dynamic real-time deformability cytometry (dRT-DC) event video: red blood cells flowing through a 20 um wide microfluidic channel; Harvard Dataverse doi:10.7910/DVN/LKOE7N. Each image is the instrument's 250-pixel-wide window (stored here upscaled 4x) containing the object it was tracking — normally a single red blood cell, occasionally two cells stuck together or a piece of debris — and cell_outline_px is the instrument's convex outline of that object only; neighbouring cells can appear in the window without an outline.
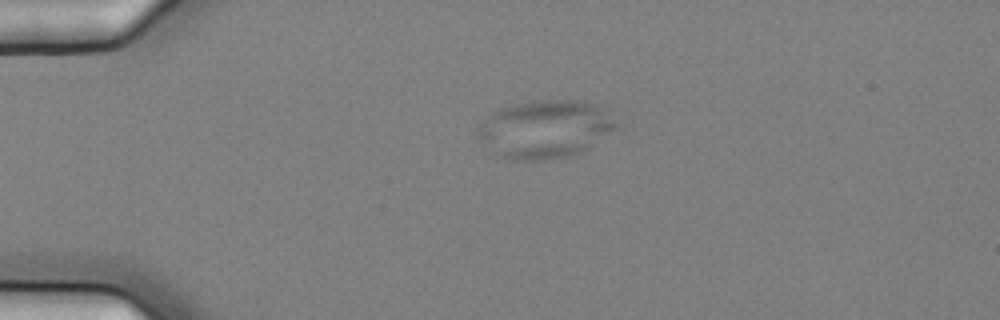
{"species": "common noctule bat (a hibernating species)", "species_latin": "Nyctalus noctula", "temperature_condition": "cold", "stored_images_in_passage": 2, "camera_frame_rate_fps": 3000, "um_per_image_px": 0.085, "animal": {"sex": "female", "body_mass_g": 25.1}, "frame": {"image": 1, "passage_image": 1, "time_ms": 0.0, "image_size_px": [1000, 320], "cell_outline_px": [[624, 124], [620, 128], [584, 148], [568, 156], [544, 160], [512, 160], [496, 152], [476, 136], [480, 124], [492, 112], [500, 108], [516, 104], [540, 100], [576, 100], [596, 104]], "centroid_in_image_um": [46.39, 10.95], "position_along_channel_um": 38.6, "area_um2": 46.24}}